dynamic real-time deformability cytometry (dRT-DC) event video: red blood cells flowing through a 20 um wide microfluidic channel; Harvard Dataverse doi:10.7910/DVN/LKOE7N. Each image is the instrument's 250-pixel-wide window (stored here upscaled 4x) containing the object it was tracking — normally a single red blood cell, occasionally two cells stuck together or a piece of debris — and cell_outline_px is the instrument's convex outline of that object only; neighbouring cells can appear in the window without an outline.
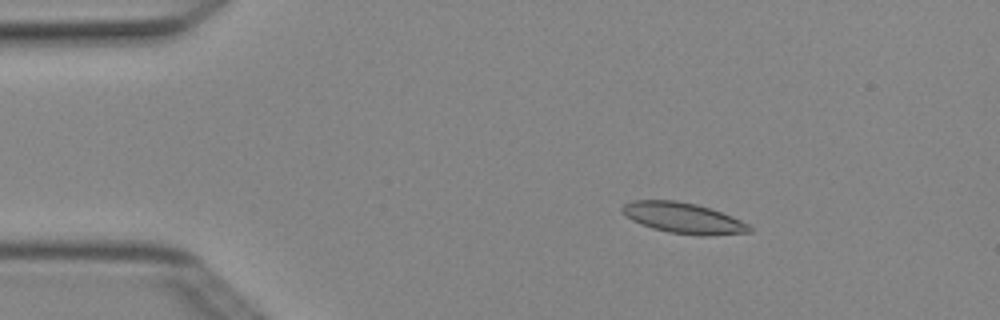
{"species": "Egyptian fruit bat (a non-hibernating species)", "species_latin": "Rousettus aegyptiacus", "temperature_condition": "cold", "stored_images_in_passage": 6, "camera_frame_rate_fps": 3000, "um_per_image_px": 0.085, "animal": {"sex": "female"}, "frame": {"image": 1, "passage_image": 3, "time_ms": 0.667, "image_size_px": [1000, 320], "cell_outline_px": [[752, 232], [708, 236], [700, 236], [668, 232], [652, 228], [640, 224], [632, 220], [620, 208], [624, 204], [632, 200], [676, 200], [696, 204], [732, 216], [748, 224], [752, 228]], "centroid_in_image_um": [58.09, 18.54], "position_along_channel_um": 26.9, "area_um2": 22.72}}
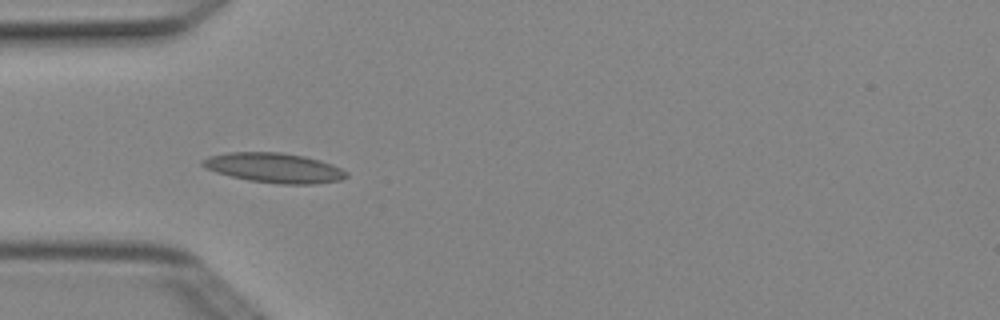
{"frame": {"image": 2, "passage_image": 5, "time_ms": 1.333, "image_size_px": [1000, 320], "cell_outline_px": [[348, 176], [340, 180], [312, 184], [280, 184], [248, 180], [216, 172], [204, 168], [200, 164], [200, 160], [208, 156], [228, 152], [280, 152], [304, 156], [320, 160], [332, 164], [348, 172]], "centroid_in_image_um": [23.28, 14.26], "position_along_channel_um": 61.7, "area_um2": 25.03}}
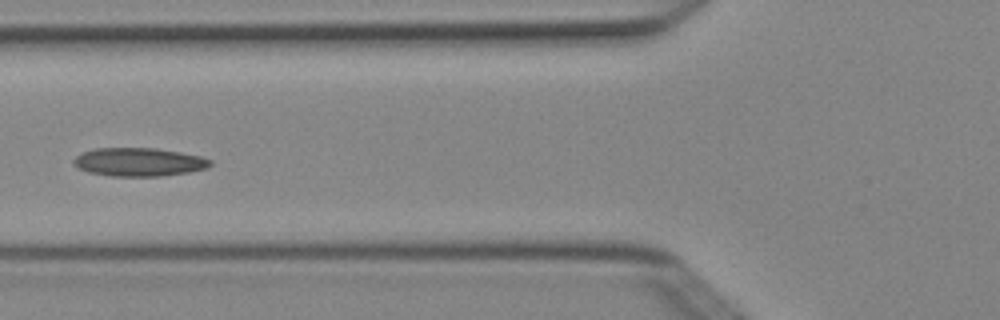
{"frame": {"image": 3, "passage_image": 6, "time_ms": 1.667, "image_size_px": [1000, 320], "cell_outline_px": [[212, 164], [208, 168], [188, 172], [160, 176], [112, 176], [88, 172], [72, 164], [72, 160], [76, 156], [84, 152], [96, 148], [156, 148], [180, 152], [200, 156], [212, 160]], "centroid_in_image_um": [11.82, 13.77], "position_along_channel_um": 114.0, "area_um2": 22.6}}